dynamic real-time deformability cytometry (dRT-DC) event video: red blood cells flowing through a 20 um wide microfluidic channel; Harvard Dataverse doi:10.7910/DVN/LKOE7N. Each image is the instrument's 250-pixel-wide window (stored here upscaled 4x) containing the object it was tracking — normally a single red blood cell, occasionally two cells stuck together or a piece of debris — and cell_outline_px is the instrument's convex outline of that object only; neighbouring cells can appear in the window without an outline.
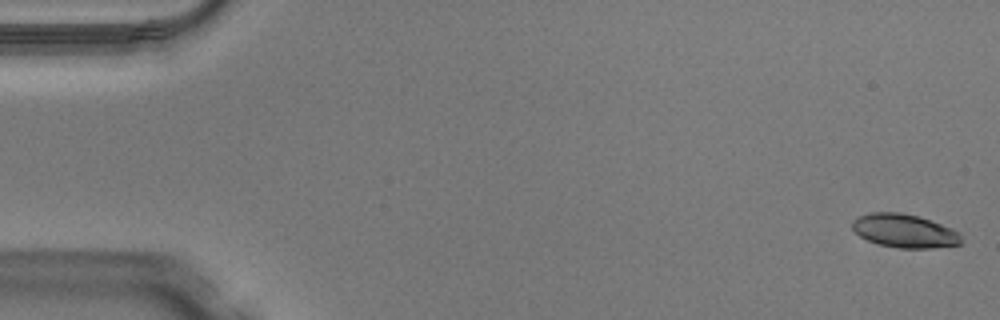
{"species": "Egyptian fruit bat (a non-hibernating species)", "species_latin": "Rousettus aegyptiacus", "temperature_condition": "warm", "stored_images_in_passage": 49, "camera_frame_rate_fps": 3000, "um_per_image_px": 0.085, "animal": {"sex": "male"}, "frame": {"image": 1, "passage_image": 1, "time_ms": 0.0, "image_size_px": [1000, 320], "cell_outline_px": [[960, 244], [932, 248], [900, 248], [880, 244], [868, 240], [860, 236], [852, 228], [852, 220], [860, 216], [872, 212], [900, 212], [920, 216], [952, 228], [960, 232]], "centroid_in_image_um": [76.89, 19.61], "position_along_channel_um": 8.1, "area_um2": 21.21}}
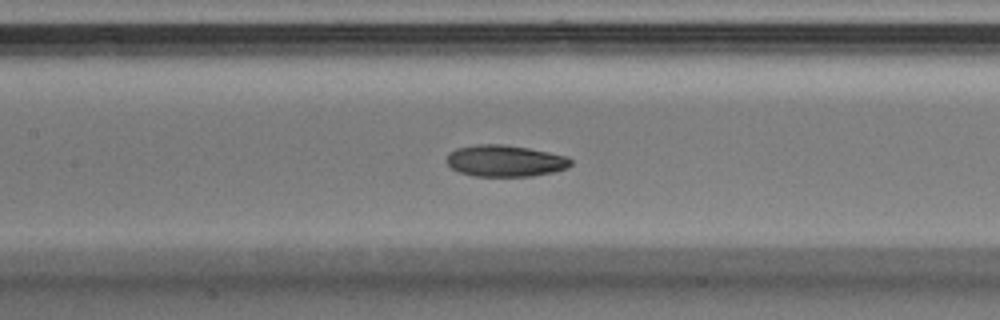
{"frame": {"image": 2, "passage_image": 23, "time_ms": 7.333, "image_size_px": [1000, 320], "cell_outline_px": [[572, 164], [568, 168], [552, 172], [532, 176], [472, 176], [460, 172], [452, 168], [444, 160], [448, 152], [456, 148], [476, 144], [504, 144], [528, 148], [568, 156], [572, 160]], "centroid_in_image_um": [42.91, 13.67], "position_along_channel_um": 164.5, "area_um2": 23.06}}
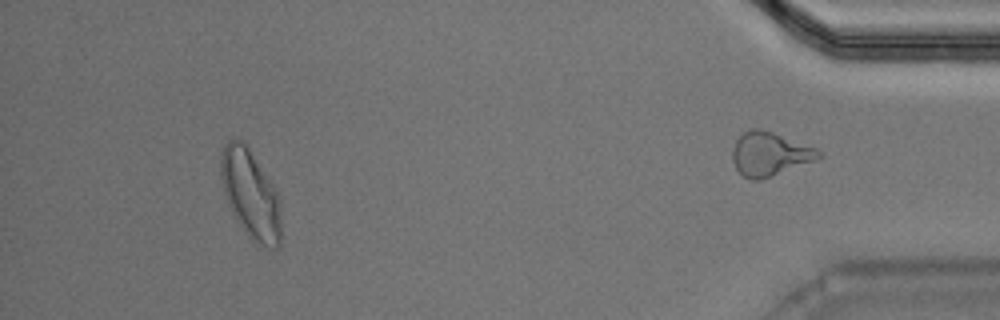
{"frame": {"image": 3, "passage_image": 46, "time_ms": 15.0, "image_size_px": [1000, 320], "cell_outline_px": [[280, 244], [276, 248], [268, 248], [248, 236], [232, 212], [224, 196], [220, 176], [220, 156], [224, 144], [232, 136], [244, 140], [272, 184], [280, 200]], "centroid_in_image_um": [21.26, 16.44], "position_along_channel_um": 413.9, "area_um2": 31.21}}